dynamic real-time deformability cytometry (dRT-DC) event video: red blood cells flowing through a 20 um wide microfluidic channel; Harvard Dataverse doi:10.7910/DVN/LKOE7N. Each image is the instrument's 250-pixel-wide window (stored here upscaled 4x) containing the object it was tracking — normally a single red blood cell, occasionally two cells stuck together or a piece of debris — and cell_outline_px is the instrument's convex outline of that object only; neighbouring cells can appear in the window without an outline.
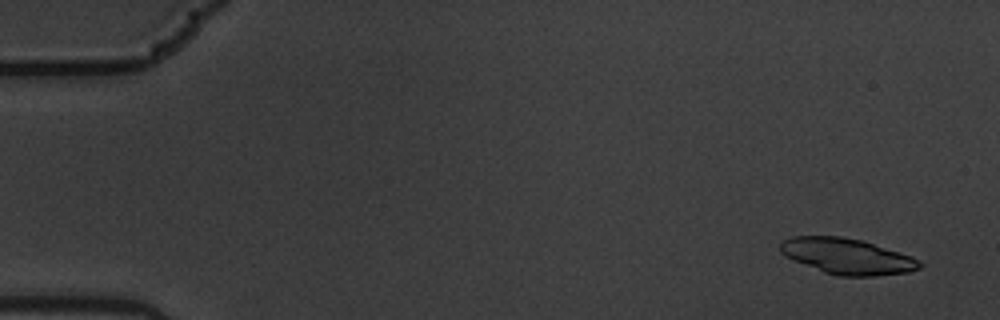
{"species": "common noctule bat (a hibernating species)", "species_latin": "Nyctalus noctula", "temperature_condition": "warm", "stored_images_in_passage": 5, "camera_frame_rate_fps": 3000, "um_per_image_px": 0.085, "animal": {"sex": "male", "body_mass_g": 19.5, "forearm_length_mm": 54.6}, "frame": {"image": 1, "passage_image": 1, "time_ms": 0.0, "image_size_px": [1000, 320], "cell_outline_px": [[924, 264], [920, 268], [908, 272], [876, 276], [840, 276], [824, 272], [784, 256], [780, 252], [780, 244], [784, 240], [792, 236], [840, 236], [864, 240], [912, 256], [920, 260]], "centroid_in_image_um": [72.04, 21.78], "position_along_channel_um": 13.0, "area_um2": 29.19}}